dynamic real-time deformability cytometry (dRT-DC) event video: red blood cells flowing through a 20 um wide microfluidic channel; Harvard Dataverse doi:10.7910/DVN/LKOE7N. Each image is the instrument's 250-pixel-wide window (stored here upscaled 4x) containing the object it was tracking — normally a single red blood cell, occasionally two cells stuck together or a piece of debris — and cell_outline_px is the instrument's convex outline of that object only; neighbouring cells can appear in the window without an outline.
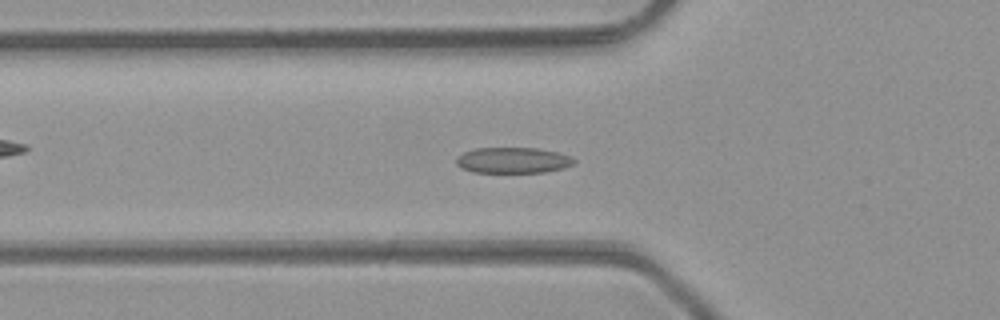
{"species": "common noctule bat (a hibernating species)", "species_latin": "Nyctalus noctula", "temperature_condition": "room temperature", "stored_images_in_passage": 33, "camera_frame_rate_fps": 3000, "um_per_image_px": 0.085, "animal": {"sex": "male", "body_mass_g": 23.1, "forearm_length_mm": 52.7}, "frame": {"image": 1, "passage_image": 2, "time_ms": 0.333, "image_size_px": [1000, 320], "cell_outline_px": [[576, 160], [572, 164], [564, 168], [544, 172], [472, 172], [460, 168], [456, 164], [456, 156], [464, 152], [476, 148], [536, 148], [560, 152], [572, 156]], "centroid_in_image_um": [43.6, 13.62], "position_along_channel_um": 82.2, "area_um2": 17.86}}
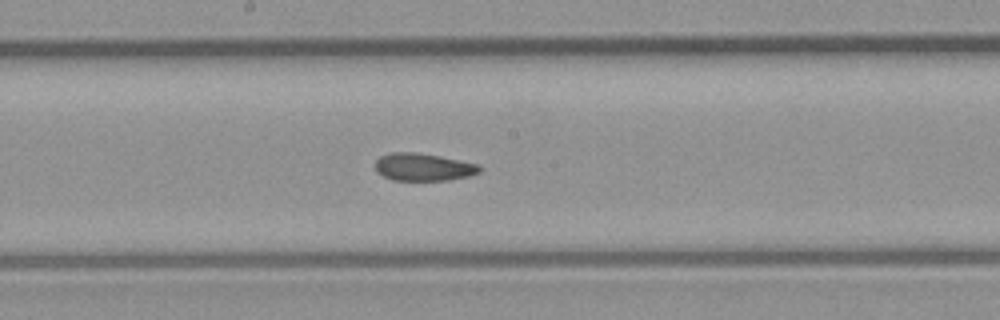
{"frame": {"image": 2, "passage_image": 11, "time_ms": 3.333, "image_size_px": [1000, 320], "cell_outline_px": [[480, 172], [468, 176], [448, 180], [392, 180], [376, 172], [376, 160], [380, 156], [392, 152], [416, 152], [440, 156], [480, 164]], "centroid_in_image_um": [35.98, 14.19], "position_along_channel_um": 212.2, "area_um2": 16.76}}
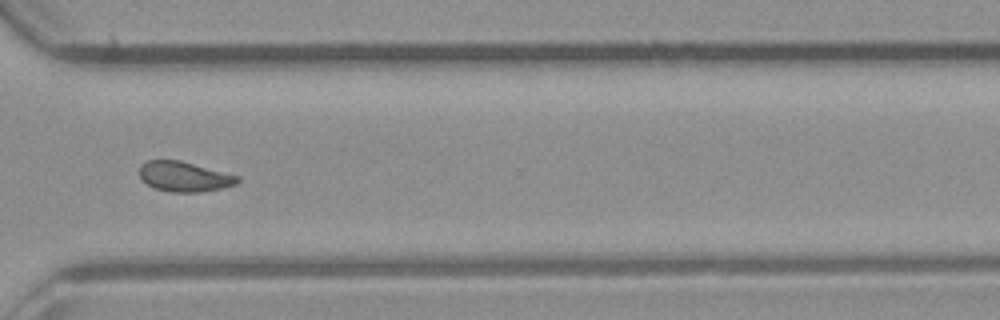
{"frame": {"image": 3, "passage_image": 21, "time_ms": 6.667, "image_size_px": [1000, 320], "cell_outline_px": [[240, 180], [236, 184], [220, 188], [200, 192], [168, 192], [156, 188], [140, 180], [140, 164], [148, 160], [180, 160], [240, 176]], "centroid_in_image_um": [15.65, 15.0], "position_along_channel_um": 354.9, "area_um2": 17.17}, "authors_computed_cell_mechanics": {"area_um2": 17.34, "velocity_mm_per_s": 4.295, "shape_relaxation_time_tau1_ms": 4.9764, "shape_relaxation_time_tau2_ms": 2.139, "deformation_change_tau1": 0.1162, "deformation_change_tau2": 0.0745}}